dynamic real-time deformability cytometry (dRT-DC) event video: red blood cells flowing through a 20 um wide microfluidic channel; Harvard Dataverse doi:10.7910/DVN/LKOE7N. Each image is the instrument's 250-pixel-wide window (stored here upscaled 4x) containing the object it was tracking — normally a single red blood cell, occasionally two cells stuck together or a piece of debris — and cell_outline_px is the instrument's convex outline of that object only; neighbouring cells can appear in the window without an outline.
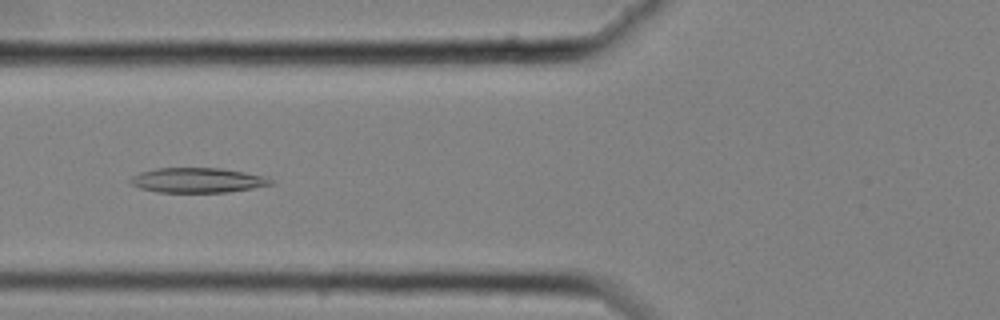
{"species": "common noctule bat (a hibernating species)", "species_latin": "Nyctalus noctula", "temperature_condition": "cold", "stored_images_in_passage": 57, "camera_frame_rate_fps": 3000, "um_per_image_px": 0.085, "animal": {"sex": "female", "body_mass_g": 25.1}, "frame": {"image": 1, "passage_image": 23, "time_ms": 7.333, "image_size_px": [1000, 320], "cell_outline_px": [[276, 184], [228, 192], [156, 192], [140, 188], [132, 184], [128, 180], [132, 176], [140, 172], [156, 168], [220, 168], [268, 176]], "centroid_in_image_um": [16.82, 15.32], "position_along_channel_um": 109.0, "area_um2": 20.46}}
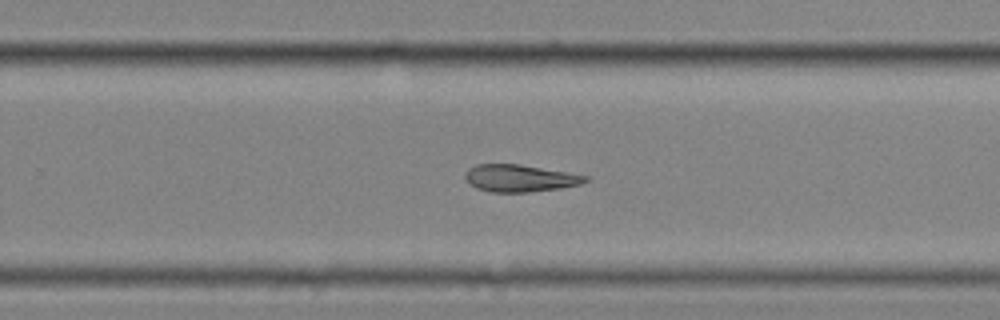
{"frame": {"image": 2, "passage_image": 38, "time_ms": 12.333, "image_size_px": [1000, 320], "cell_outline_px": [[588, 180], [580, 184], [560, 188], [528, 192], [492, 192], [476, 188], [464, 176], [468, 168], [476, 164], [516, 164], [588, 176]], "centroid_in_image_um": [44.15, 15.15], "position_along_channel_um": 285.6, "area_um2": 18.61}}
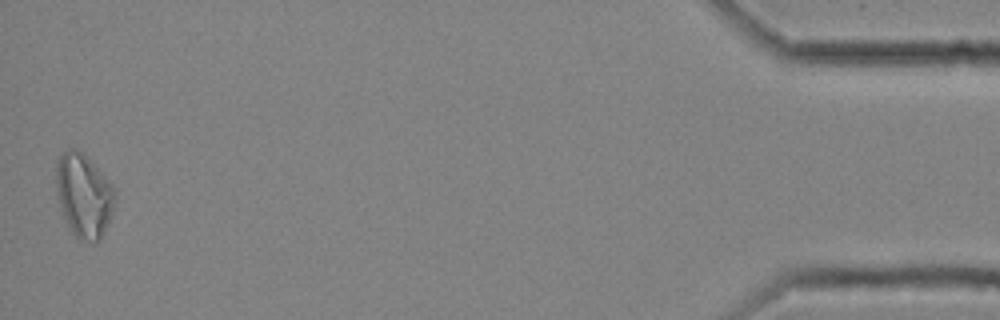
{"frame": {"image": 3, "passage_image": 57, "time_ms": 18.667, "image_size_px": [1000, 320], "cell_outline_px": [[116, 196], [112, 212], [100, 240], [96, 244], [92, 244], [80, 240], [72, 232], [60, 208], [56, 184], [56, 164], [60, 156], [64, 152], [72, 148], [76, 148], [112, 184], [116, 192]], "centroid_in_image_um": [7.13, 16.67], "position_along_channel_um": 428.1, "area_um2": 28.26}, "authors_computed_cell_mechanics": {"area_um2": 21.5594, "velocity_mm_per_s": 3.5397, "shape_relaxation_time_tau1_ms": null, "shape_relaxation_time_tau2_ms": 4.2639, "deformation_change_tau1": null, "deformation_change_tau2": 0.1339}}